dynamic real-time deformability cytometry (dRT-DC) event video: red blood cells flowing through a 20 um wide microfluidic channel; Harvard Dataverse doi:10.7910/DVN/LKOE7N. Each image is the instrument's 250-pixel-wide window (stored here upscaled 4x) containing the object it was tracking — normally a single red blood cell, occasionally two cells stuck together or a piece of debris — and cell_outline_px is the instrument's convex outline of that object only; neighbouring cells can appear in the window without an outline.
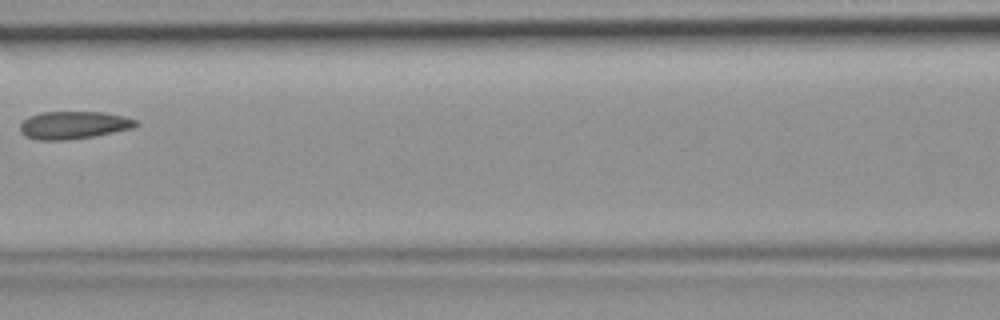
{"species": "common noctule bat (a hibernating species)", "species_latin": "Nyctalus noctula", "temperature_condition": "room temperature", "stored_images_in_passage": 5, "camera_frame_rate_fps": 3000, "um_per_image_px": 0.085, "animal": {"sex": "female", "body_mass_g": 19.9}, "frame": {"image": 1, "passage_image": 5, "time_ms": 1.333, "image_size_px": [1000, 320], "cell_outline_px": [[140, 124], [132, 128], [92, 136], [68, 140], [36, 140], [24, 136], [20, 132], [20, 124], [24, 120], [40, 112], [104, 112], [124, 116], [136, 120]], "centroid_in_image_um": [6.24, 10.63], "position_along_channel_um": 160.4, "area_um2": 18.61}}